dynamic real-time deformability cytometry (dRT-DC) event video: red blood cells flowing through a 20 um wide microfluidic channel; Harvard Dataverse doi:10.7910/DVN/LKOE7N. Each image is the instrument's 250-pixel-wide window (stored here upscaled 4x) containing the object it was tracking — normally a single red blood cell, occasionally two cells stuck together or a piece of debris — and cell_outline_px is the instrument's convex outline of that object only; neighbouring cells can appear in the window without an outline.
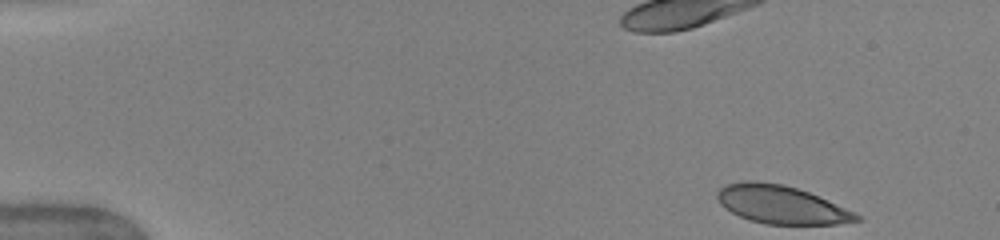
{"species": "human", "species_latin": "Homo sapiens", "temperature_condition": "warm", "stored_images_in_passage": 18, "camera_frame_rate_fps": 3000, "um_per_image_px": 0.085, "donor": {"sex": "female"}, "frame": {"image": 1, "passage_image": 1, "time_ms": 0.0, "image_size_px": [1000, 240], "cell_outline_px": [[864, 220], [836, 224], [764, 224], [748, 220], [732, 212], [720, 204], [716, 196], [716, 192], [720, 188], [728, 184], [780, 184], [796, 188], [808, 192], [844, 208], [860, 216]], "centroid_in_image_um": [66.43, 17.45], "position_along_channel_um": 18.6, "area_um2": 29.71}}
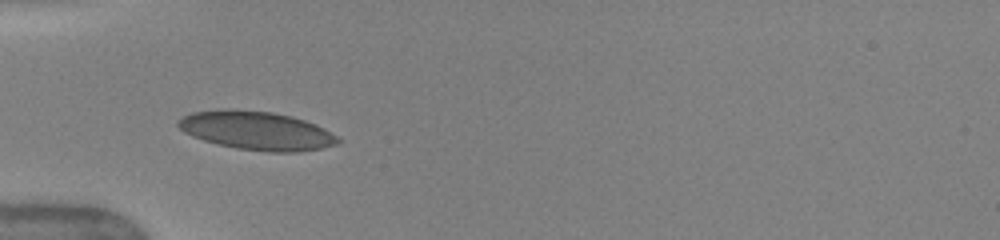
{"frame": {"image": 2, "passage_image": 11, "time_ms": 4.0, "image_size_px": [1000, 240], "cell_outline_px": [[340, 140], [336, 144], [320, 148], [300, 152], [268, 152], [236, 148], [204, 140], [192, 136], [184, 132], [176, 124], [176, 120], [192, 112], [272, 112], [292, 116], [316, 124], [324, 128], [336, 136]], "centroid_in_image_um": [21.86, 11.15], "position_along_channel_um": 63.1, "area_um2": 34.74}}